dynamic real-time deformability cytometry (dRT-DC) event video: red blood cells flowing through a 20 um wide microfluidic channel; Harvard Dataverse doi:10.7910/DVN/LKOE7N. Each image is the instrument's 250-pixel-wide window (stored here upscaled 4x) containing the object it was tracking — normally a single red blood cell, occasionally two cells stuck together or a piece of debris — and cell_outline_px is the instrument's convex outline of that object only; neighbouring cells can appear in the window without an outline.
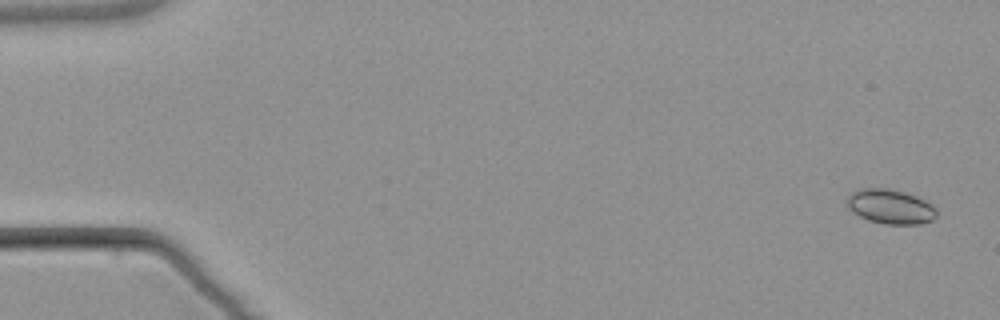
{"species": "common noctule bat (a hibernating species)", "species_latin": "Nyctalus noctula", "temperature_condition": "warm", "stored_images_in_passage": 5, "camera_frame_rate_fps": 3000, "um_per_image_px": 0.085, "animal": {"sex": "male", "body_mass_g": 21.5, "forearm_length_mm": 52.0}, "frame": {"image": 1, "passage_image": 1, "time_ms": 0.0, "image_size_px": [1000, 320], "cell_outline_px": [[936, 216], [932, 220], [920, 224], [884, 224], [868, 220], [852, 212], [848, 208], [848, 196], [852, 192], [860, 188], [888, 188], [908, 192], [932, 204], [936, 208]], "centroid_in_image_um": [75.69, 17.55], "position_along_channel_um": 9.3, "area_um2": 18.15}}